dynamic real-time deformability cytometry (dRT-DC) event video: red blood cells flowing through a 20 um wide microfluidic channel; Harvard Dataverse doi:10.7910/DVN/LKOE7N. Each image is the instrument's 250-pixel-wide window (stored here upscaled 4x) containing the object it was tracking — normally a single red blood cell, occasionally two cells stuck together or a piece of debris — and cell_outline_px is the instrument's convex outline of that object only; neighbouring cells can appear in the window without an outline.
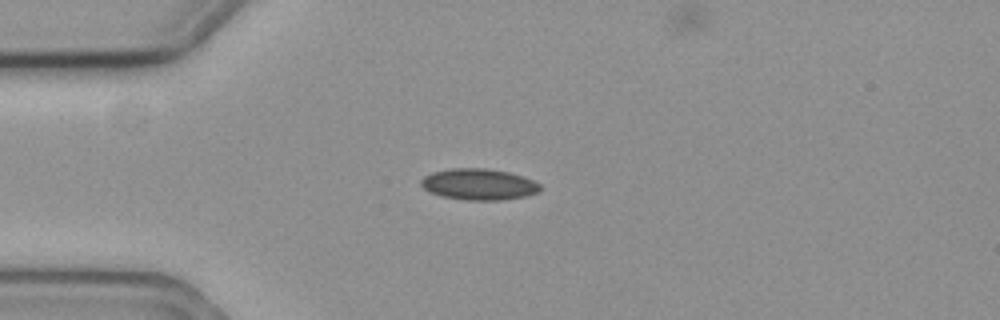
{"species": "common noctule bat (a hibernating species)", "species_latin": "Nyctalus noctula", "temperature_condition": "cold", "stored_images_in_passage": 44, "camera_frame_rate_fps": 3000, "um_per_image_px": 0.085, "animal": {"sex": "female", "body_mass_g": 19.3, "forearm_length_mm": 54.1}, "frame": {"image": 1, "passage_image": 1, "time_ms": 0.0, "image_size_px": [1000, 320], "cell_outline_px": [[540, 192], [528, 196], [504, 200], [464, 200], [440, 196], [428, 192], [420, 184], [420, 180], [424, 176], [432, 172], [452, 168], [484, 168], [508, 172], [532, 180], [540, 184]], "centroid_in_image_um": [40.68, 15.68], "position_along_channel_um": 44.3, "area_um2": 21.85}}
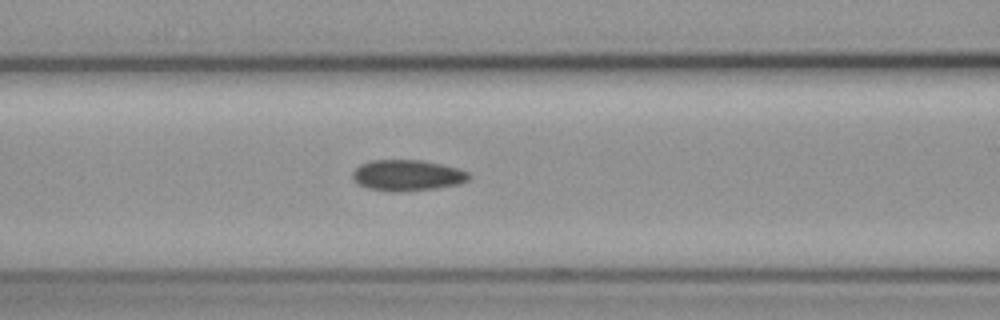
{"frame": {"image": 2, "passage_image": 10, "time_ms": 3.0, "image_size_px": [1000, 320], "cell_outline_px": [[472, 176], [468, 180], [460, 184], [436, 188], [400, 192], [388, 192], [368, 188], [360, 184], [352, 176], [352, 172], [360, 164], [372, 160], [420, 160], [460, 168], [468, 172]], "centroid_in_image_um": [34.65, 14.91], "position_along_channel_um": 131.9, "area_um2": 21.1}}
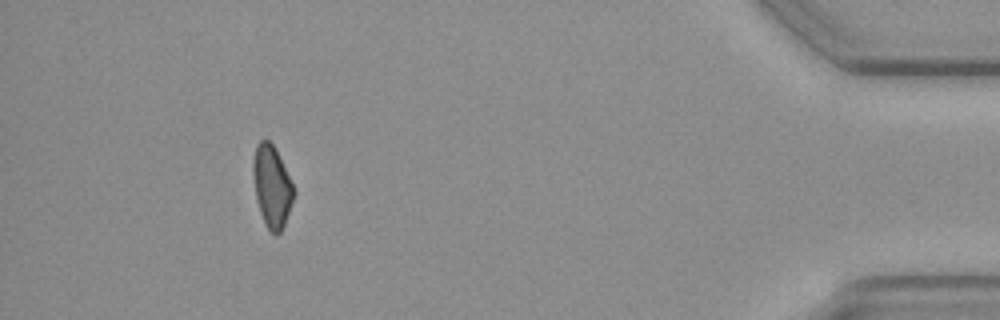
{"frame": {"image": 3, "passage_image": 39, "time_ms": 12.667, "image_size_px": [1000, 320], "cell_outline_px": [[296, 192], [284, 224], [280, 232], [276, 236], [264, 224], [256, 200], [252, 172], [252, 160], [256, 144], [260, 140], [268, 140], [272, 144]], "centroid_in_image_um": [23.08, 15.86], "position_along_channel_um": 412.1, "area_um2": 19.13}, "authors_computed_cell_mechanics": {"area_um2": 20.5768, "velocity_mm_per_s": 3.5898, "shape_relaxation_time_tau1_ms": 6.2236, "shape_relaxation_time_tau2_ms": 7.1423, "deformation_change_tau1": 0.0873, "deformation_change_tau2": 0.1235}}